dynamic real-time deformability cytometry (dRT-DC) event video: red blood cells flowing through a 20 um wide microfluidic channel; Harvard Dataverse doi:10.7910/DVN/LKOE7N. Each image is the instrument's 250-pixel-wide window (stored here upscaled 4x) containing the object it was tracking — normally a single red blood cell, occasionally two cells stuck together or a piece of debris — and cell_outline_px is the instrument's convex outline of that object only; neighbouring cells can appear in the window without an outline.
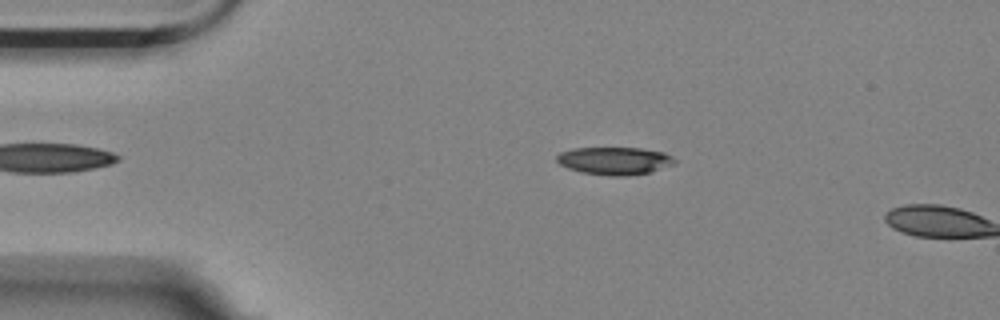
{"species": "Egyptian fruit bat (a non-hibernating species)", "species_latin": "Rousettus aegyptiacus", "temperature_condition": "room temperature", "stored_images_in_passage": 6, "camera_frame_rate_fps": 3000, "um_per_image_px": 0.085, "animal": {"sex": "female"}, "frame": {"image": 1, "passage_image": 5, "time_ms": 1.333, "image_size_px": [1000, 320], "cell_outline_px": [[676, 164], [652, 172], [628, 176], [608, 176], [580, 172], [568, 168], [560, 164], [556, 160], [556, 156], [560, 152], [572, 148], [640, 148], [664, 152], [672, 156], [676, 160]], "centroid_in_image_um": [52.26, 13.67], "position_along_channel_um": 32.7, "area_um2": 19.31}}